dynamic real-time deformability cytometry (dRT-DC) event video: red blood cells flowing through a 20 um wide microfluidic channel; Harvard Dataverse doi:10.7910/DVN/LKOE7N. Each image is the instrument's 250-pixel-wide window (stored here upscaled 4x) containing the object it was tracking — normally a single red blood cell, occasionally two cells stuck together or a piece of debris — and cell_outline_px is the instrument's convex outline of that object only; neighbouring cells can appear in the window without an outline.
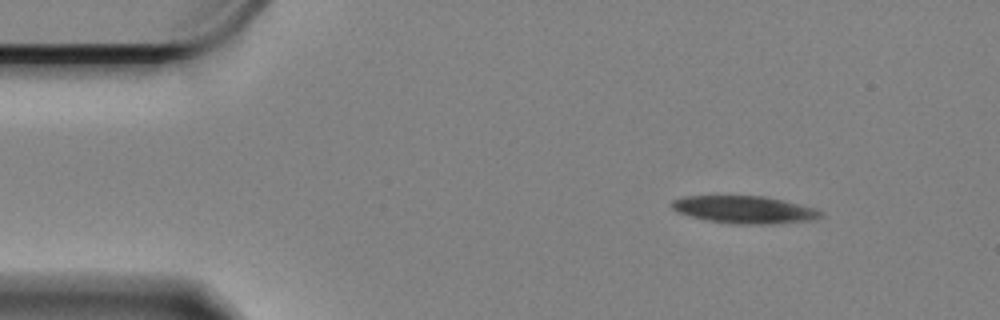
{"species": "Egyptian fruit bat (a non-hibernating species)", "species_latin": "Rousettus aegyptiacus", "temperature_condition": "cold", "stored_images_in_passage": 53, "camera_frame_rate_fps": 3000, "um_per_image_px": 0.085, "animal": {"sex": "female"}, "frame": {"image": 1, "passage_image": 1, "time_ms": 0.0, "image_size_px": [1000, 320], "cell_outline_px": [[824, 216], [816, 220], [772, 224], [736, 224], [704, 220], [676, 212], [672, 208], [672, 200], [684, 196], [764, 196], [812, 208], [824, 212]], "centroid_in_image_um": [63.26, 17.83], "position_along_channel_um": 21.7, "area_um2": 23.81}}
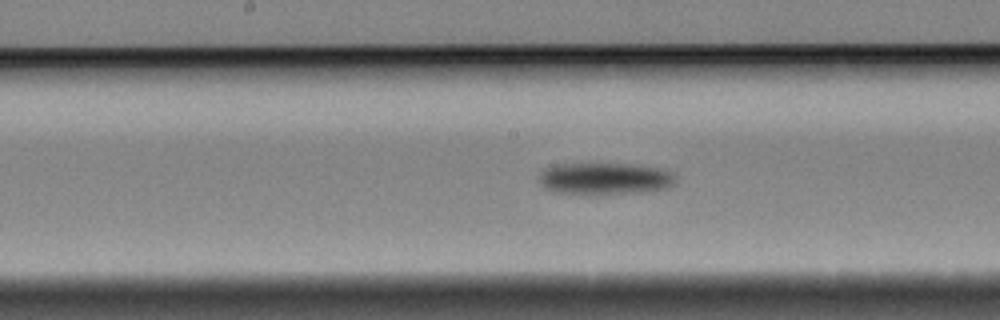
{"frame": {"image": 2, "passage_image": 23, "time_ms": 7.333, "image_size_px": [1000, 320], "cell_outline_px": [[676, 184], [668, 188], [640, 192], [552, 192], [544, 188], [540, 184], [540, 172], [544, 168], [556, 164], [636, 164], [664, 168], [672, 172], [676, 176]], "centroid_in_image_um": [51.47, 15.14], "position_along_channel_um": 196.7, "area_um2": 25.09}}
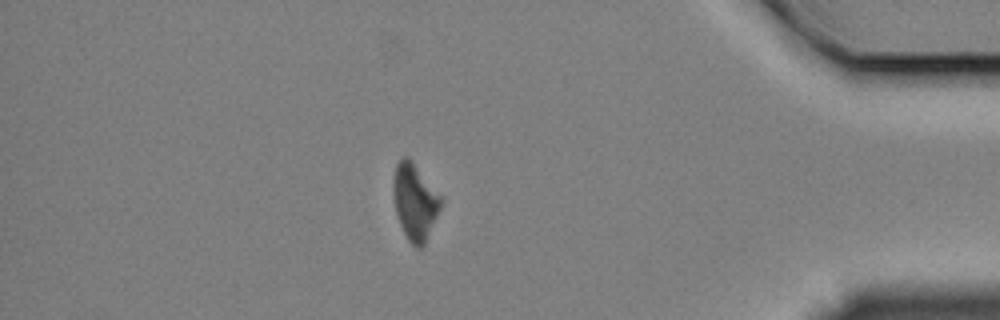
{"frame": {"image": 3, "passage_image": 45, "time_ms": 14.667, "image_size_px": [1000, 320], "cell_outline_px": [[444, 204], [424, 244], [420, 248], [416, 248], [408, 240], [400, 224], [396, 212], [392, 188], [396, 164], [404, 156], [408, 156], [444, 200]], "centroid_in_image_um": [35.29, 17.16], "position_along_channel_um": 399.9, "area_um2": 21.1}}